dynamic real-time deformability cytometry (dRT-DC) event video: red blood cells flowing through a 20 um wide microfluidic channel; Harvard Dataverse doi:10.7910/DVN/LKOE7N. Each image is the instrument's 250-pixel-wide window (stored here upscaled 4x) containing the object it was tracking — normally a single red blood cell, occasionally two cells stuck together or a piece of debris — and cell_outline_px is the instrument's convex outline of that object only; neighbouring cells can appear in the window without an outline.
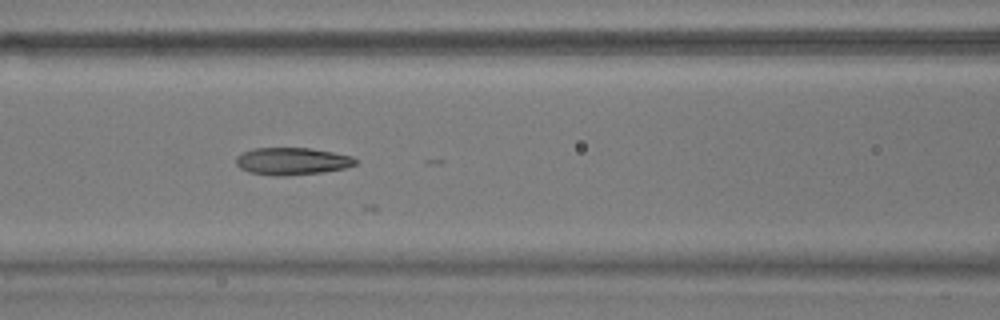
{"species": "common noctule bat (a hibernating species)", "species_latin": "Nyctalus noctula", "temperature_condition": "warm", "stored_images_in_passage": 23, "camera_frame_rate_fps": 3000, "um_per_image_px": 0.085, "animal": {"sex": "male", "body_mass_g": 17.9}, "frame": {"image": 1, "passage_image": 19, "time_ms": 6.0, "image_size_px": [1000, 320], "cell_outline_px": [[356, 164], [344, 168], [324, 172], [284, 176], [272, 176], [248, 172], [240, 168], [236, 164], [236, 156], [252, 148], [308, 148], [332, 152], [352, 156], [356, 160]], "centroid_in_image_um": [24.79, 13.71], "position_along_channel_um": 141.8, "area_um2": 19.02}}